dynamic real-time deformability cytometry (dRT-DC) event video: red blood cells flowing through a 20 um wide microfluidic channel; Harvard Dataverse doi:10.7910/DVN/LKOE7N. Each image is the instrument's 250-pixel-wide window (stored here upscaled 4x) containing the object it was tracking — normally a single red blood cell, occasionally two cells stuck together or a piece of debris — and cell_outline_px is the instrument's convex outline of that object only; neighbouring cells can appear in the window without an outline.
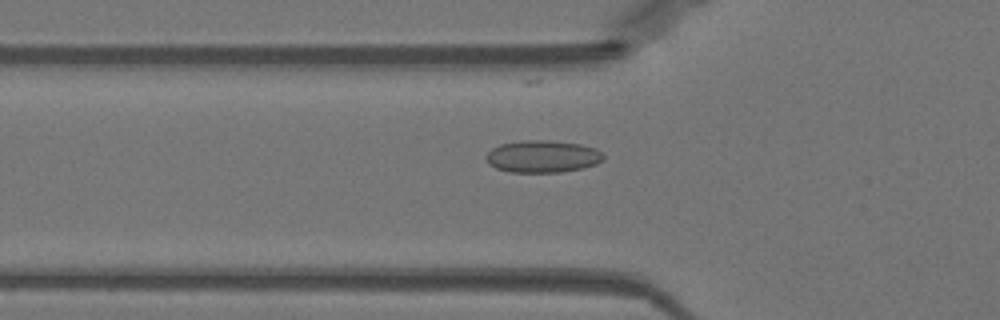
{"species": "Egyptian fruit bat (a non-hibernating species)", "species_latin": "Rousettus aegyptiacus", "temperature_condition": "warm", "stored_images_in_passage": 51, "camera_frame_rate_fps": 3000, "um_per_image_px": 0.085, "animal": {"sex": "female"}, "frame": {"image": 1, "passage_image": 18, "time_ms": 5.667, "image_size_px": [1000, 320], "cell_outline_px": [[604, 160], [596, 164], [580, 168], [560, 172], [512, 172], [496, 168], [488, 164], [484, 156], [492, 148], [500, 144], [524, 140], [548, 140], [580, 144], [596, 148], [604, 156]], "centroid_in_image_um": [46.1, 13.29], "position_along_channel_um": 79.7, "area_um2": 22.02}}
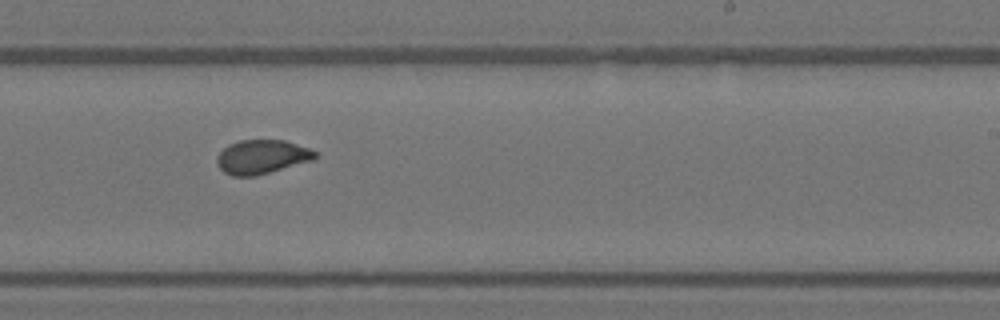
{"frame": {"image": 2, "passage_image": 32, "time_ms": 10.333, "image_size_px": [1000, 320], "cell_outline_px": [[316, 156], [312, 160], [256, 176], [232, 176], [224, 172], [216, 164], [216, 156], [228, 144], [240, 140], [284, 140], [308, 148], [316, 152]], "centroid_in_image_um": [22.2, 13.33], "position_along_channel_um": 266.8, "area_um2": 19.36}}
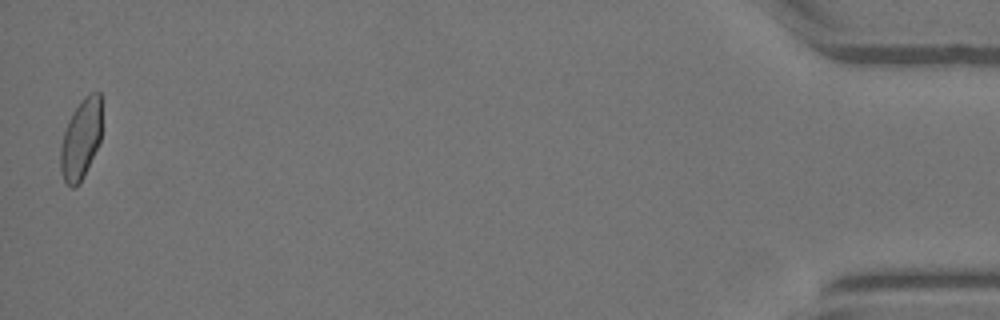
{"frame": {"image": 3, "passage_image": 51, "time_ms": 16.667, "image_size_px": [1000, 320], "cell_outline_px": [[100, 140], [84, 176], [80, 184], [72, 188], [64, 180], [60, 168], [60, 144], [68, 120], [72, 112], [80, 100], [84, 96], [92, 92], [100, 92]], "centroid_in_image_um": [6.85, 11.83], "position_along_channel_um": 428.4, "area_um2": 19.19}, "authors_computed_cell_mechanics": {"area_um2": 19.7676, "velocity_mm_per_s": 3.9905, "shape_relaxation_time_tau1_ms": null, "shape_relaxation_time_tau2_ms": 0.7523, "deformation_change_tau1": null, "deformation_change_tau2": 0.0519}}